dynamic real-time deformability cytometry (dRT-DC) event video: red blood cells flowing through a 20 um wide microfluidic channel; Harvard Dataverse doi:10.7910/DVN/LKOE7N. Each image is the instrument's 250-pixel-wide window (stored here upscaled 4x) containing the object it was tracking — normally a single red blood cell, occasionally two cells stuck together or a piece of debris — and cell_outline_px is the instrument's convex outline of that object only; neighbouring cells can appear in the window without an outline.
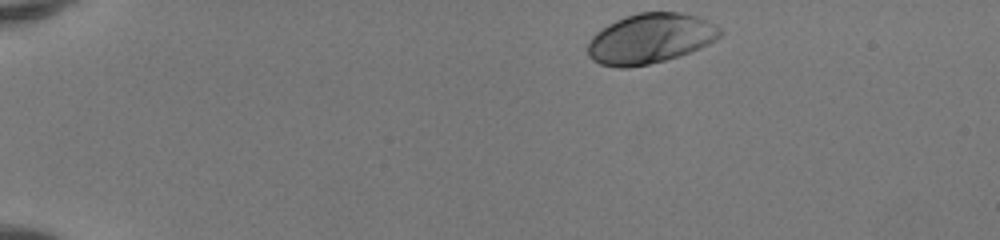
{"species": "human", "species_latin": "Homo sapiens", "temperature_condition": "room temperature", "stored_images_in_passage": 43, "camera_frame_rate_fps": 3000, "um_per_image_px": 0.085, "donor": {"sex": "female"}, "frame": {"image": 1, "passage_image": 1, "time_ms": 0.0, "image_size_px": [1000, 240], "cell_outline_px": [[724, 32], [716, 40], [700, 48], [680, 56], [648, 64], [628, 68], [620, 68], [600, 64], [592, 60], [588, 56], [588, 44], [592, 36], [596, 32], [608, 24], [624, 16], [640, 12], [680, 12], [696, 16], [708, 20], [716, 24]], "centroid_in_image_um": [55.28, 3.27], "position_along_channel_um": 29.7, "area_um2": 38.78}}
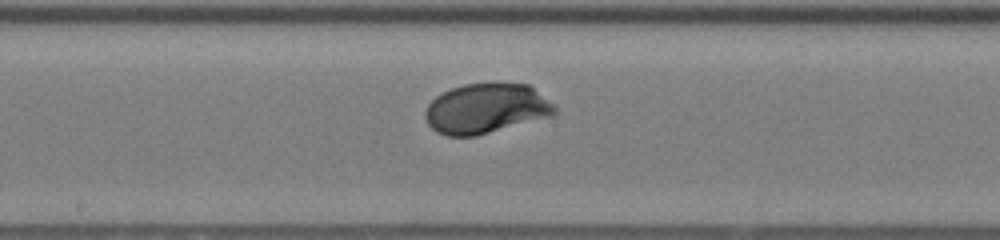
{"frame": {"image": 2, "passage_image": 21, "time_ms": 6.667, "image_size_px": [1000, 240], "cell_outline_px": [[556, 112], [552, 116], [476, 136], [448, 136], [436, 132], [428, 124], [424, 116], [424, 112], [428, 104], [436, 96], [452, 88], [464, 84], [496, 80], [528, 84], [552, 104], [556, 108]], "centroid_in_image_um": [41.3, 9.19], "position_along_channel_um": 206.9, "area_um2": 38.21}}
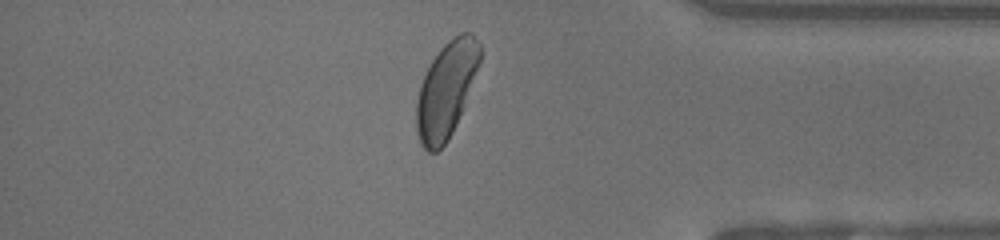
{"frame": {"image": 3, "passage_image": 36, "time_ms": 11.667, "image_size_px": [1000, 240], "cell_outline_px": [[480, 60], [460, 112], [452, 132], [448, 140], [436, 152], [428, 152], [420, 144], [416, 132], [416, 100], [420, 84], [432, 60], [440, 48], [448, 40], [460, 32], [472, 32], [480, 44]], "centroid_in_image_um": [37.88, 7.63], "position_along_channel_um": 397.3, "area_um2": 34.74}, "authors_computed_cell_mechanics": {"area_um2": 37.4544, "velocity_mm_per_s": 4.1113, "shape_relaxation_time_tau1_ms": 1.6878, "shape_relaxation_time_tau2_ms": null, "deformation_change_tau1": 0.1351, "deformation_change_tau2": null}}